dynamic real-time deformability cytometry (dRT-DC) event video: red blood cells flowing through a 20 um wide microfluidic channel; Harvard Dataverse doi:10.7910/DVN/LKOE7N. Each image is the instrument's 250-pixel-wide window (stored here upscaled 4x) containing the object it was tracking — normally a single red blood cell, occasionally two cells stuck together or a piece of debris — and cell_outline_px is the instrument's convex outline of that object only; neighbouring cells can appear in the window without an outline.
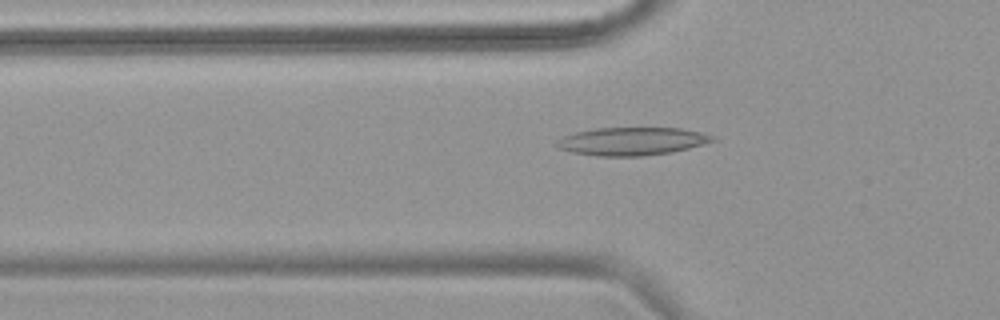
{"species": "common noctule bat (a hibernating species)", "species_latin": "Nyctalus noctula", "temperature_condition": "warm", "stored_images_in_passage": 33, "camera_frame_rate_fps": 3000, "um_per_image_px": 0.085, "animal": {"sex": "female", "body_mass_g": 18.4}, "frame": {"image": 1, "passage_image": 3, "time_ms": 0.667, "image_size_px": [1000, 320], "cell_outline_px": [[716, 140], [688, 148], [672, 152], [640, 156], [596, 156], [572, 152], [560, 148], [552, 144], [556, 140], [564, 136], [576, 132], [596, 128], [680, 128], [700, 132], [716, 136]], "centroid_in_image_um": [53.69, 12.01], "position_along_channel_um": 72.1, "area_um2": 25.37}}
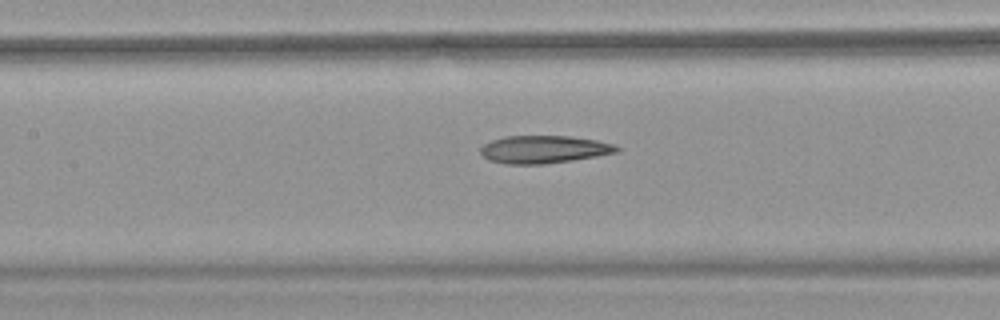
{"frame": {"image": 2, "passage_image": 10, "time_ms": 3.0, "image_size_px": [1000, 320], "cell_outline_px": [[620, 152], [572, 160], [544, 164], [508, 164], [488, 160], [480, 152], [480, 148], [484, 144], [492, 140], [504, 136], [568, 136], [596, 140], [612, 144], [620, 148]], "centroid_in_image_um": [46.22, 12.7], "position_along_channel_um": 161.2, "area_um2": 21.91}}
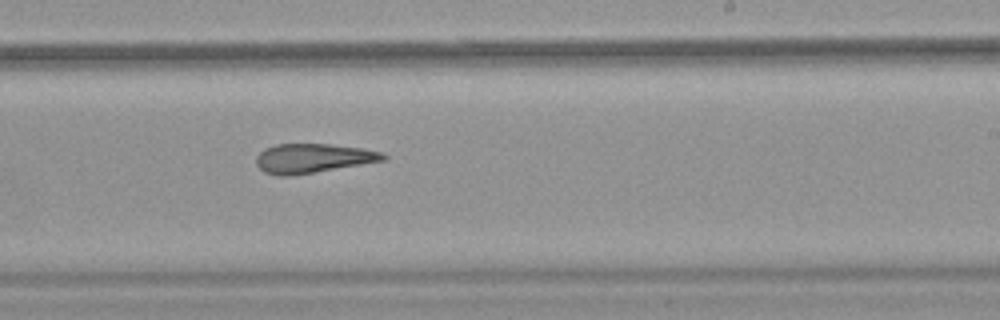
{"frame": {"image": 3, "passage_image": 18, "time_ms": 5.667, "image_size_px": [1000, 320], "cell_outline_px": [[388, 156], [384, 160], [288, 176], [280, 176], [264, 172], [256, 164], [256, 156], [264, 148], [276, 144], [328, 144], [364, 148], [384, 152]], "centroid_in_image_um": [26.58, 13.43], "position_along_channel_um": 262.4, "area_um2": 21.44}}